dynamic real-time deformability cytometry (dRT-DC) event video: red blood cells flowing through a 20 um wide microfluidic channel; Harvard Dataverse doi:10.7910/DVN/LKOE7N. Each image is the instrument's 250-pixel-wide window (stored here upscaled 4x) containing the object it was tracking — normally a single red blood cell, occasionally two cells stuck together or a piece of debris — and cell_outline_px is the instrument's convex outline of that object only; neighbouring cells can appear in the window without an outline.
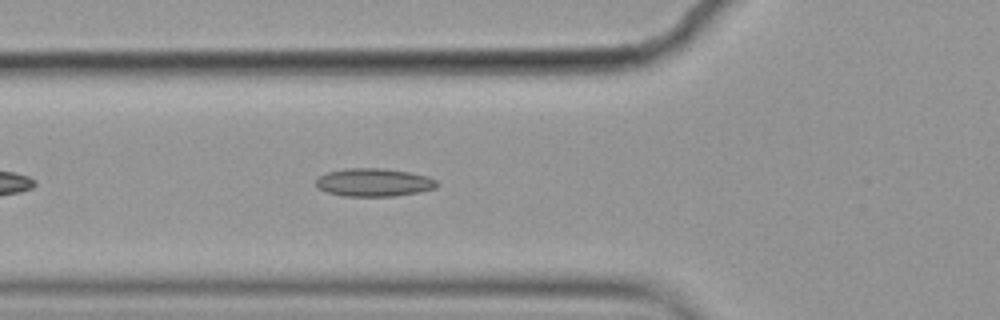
{"species": "common noctule bat (a hibernating species)", "species_latin": "Nyctalus noctula", "temperature_condition": "cold", "stored_images_in_passage": 44, "camera_frame_rate_fps": 3000, "um_per_image_px": 0.085, "animal": {"sex": "female", "body_mass_g": 19.9}, "frame": {"image": 1, "passage_image": 8, "time_ms": 2.333, "image_size_px": [1000, 320], "cell_outline_px": [[440, 184], [436, 188], [396, 196], [344, 196], [328, 192], [316, 188], [316, 180], [320, 176], [328, 172], [348, 168], [384, 168], [408, 172], [428, 176], [436, 180]], "centroid_in_image_um": [31.79, 15.5], "position_along_channel_um": 94.0, "area_um2": 19.77}}
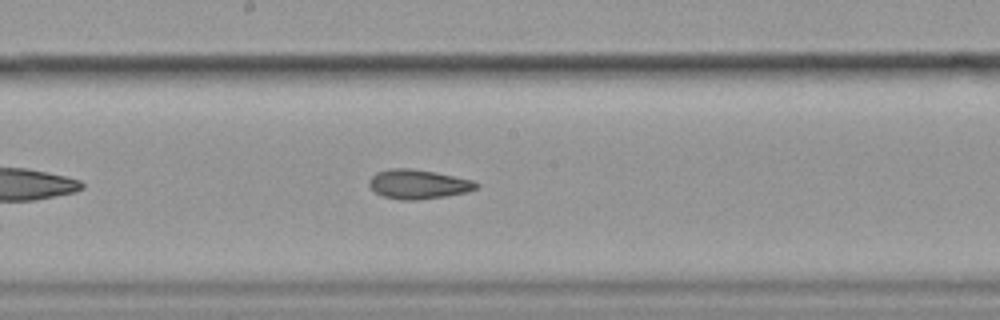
{"frame": {"image": 2, "passage_image": 18, "time_ms": 5.667, "image_size_px": [1000, 320], "cell_outline_px": [[480, 184], [476, 188], [468, 192], [448, 196], [416, 200], [400, 200], [384, 196], [376, 192], [368, 184], [368, 180], [376, 172], [388, 168], [412, 168], [436, 172], [472, 180]], "centroid_in_image_um": [35.55, 15.65], "position_along_channel_um": 212.7, "area_um2": 18.44}}
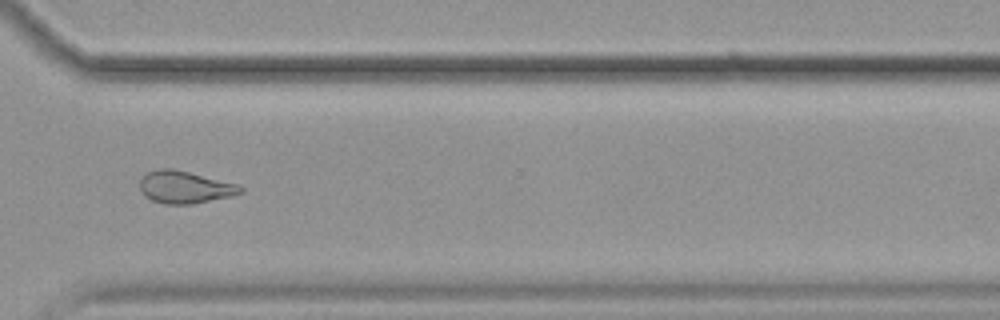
{"frame": {"image": 3, "passage_image": 30, "time_ms": 9.667, "image_size_px": [1000, 320], "cell_outline_px": [[244, 192], [232, 196], [192, 204], [164, 204], [152, 200], [144, 196], [140, 188], [140, 180], [148, 172], [160, 168], [172, 168], [240, 184], [244, 188]], "centroid_in_image_um": [15.75, 15.91], "position_along_channel_um": 354.9, "area_um2": 19.07}, "authors_computed_cell_mechanics": {"area_um2": 19.1029, "velocity_mm_per_s": 3.5441, "shape_relaxation_time_tau1_ms": null, "shape_relaxation_time_tau2_ms": 4.3333, "deformation_change_tau1": null, "deformation_change_tau2": 0.0971}}